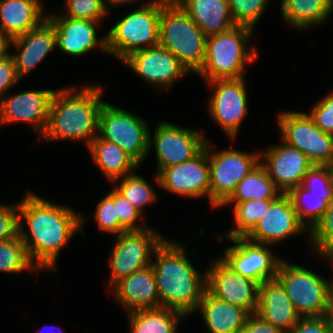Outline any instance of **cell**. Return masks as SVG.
Returning a JSON list of instances; mask_svg holds the SVG:
<instances>
[{"label": "cell", "instance_id": "2e32d148", "mask_svg": "<svg viewBox=\"0 0 333 333\" xmlns=\"http://www.w3.org/2000/svg\"><path fill=\"white\" fill-rule=\"evenodd\" d=\"M155 184L162 190L185 198H208L210 189V165L208 141L194 158L155 173ZM207 196V197H206Z\"/></svg>", "mask_w": 333, "mask_h": 333}, {"label": "cell", "instance_id": "e0dca14e", "mask_svg": "<svg viewBox=\"0 0 333 333\" xmlns=\"http://www.w3.org/2000/svg\"><path fill=\"white\" fill-rule=\"evenodd\" d=\"M259 283L234 272L220 258L209 262L206 290L219 300L239 306L249 314L258 308Z\"/></svg>", "mask_w": 333, "mask_h": 333}, {"label": "cell", "instance_id": "1f68e13d", "mask_svg": "<svg viewBox=\"0 0 333 333\" xmlns=\"http://www.w3.org/2000/svg\"><path fill=\"white\" fill-rule=\"evenodd\" d=\"M282 194L259 164L237 185L234 193L226 202H245L253 199L275 200Z\"/></svg>", "mask_w": 333, "mask_h": 333}, {"label": "cell", "instance_id": "7c38bea8", "mask_svg": "<svg viewBox=\"0 0 333 333\" xmlns=\"http://www.w3.org/2000/svg\"><path fill=\"white\" fill-rule=\"evenodd\" d=\"M156 124L155 131L152 133L150 129L149 132V153L155 150L157 175L164 168L197 156L205 148L209 138L203 130H192L162 120Z\"/></svg>", "mask_w": 333, "mask_h": 333}, {"label": "cell", "instance_id": "ab89813d", "mask_svg": "<svg viewBox=\"0 0 333 333\" xmlns=\"http://www.w3.org/2000/svg\"><path fill=\"white\" fill-rule=\"evenodd\" d=\"M301 186L317 196H333V166L313 165Z\"/></svg>", "mask_w": 333, "mask_h": 333}, {"label": "cell", "instance_id": "c3c4849f", "mask_svg": "<svg viewBox=\"0 0 333 333\" xmlns=\"http://www.w3.org/2000/svg\"><path fill=\"white\" fill-rule=\"evenodd\" d=\"M106 6H107V9L108 11L111 13V10H112V7L115 8V6H123L127 4L128 5H131V4H139L140 0H106ZM111 6V7H110Z\"/></svg>", "mask_w": 333, "mask_h": 333}, {"label": "cell", "instance_id": "6da1fadb", "mask_svg": "<svg viewBox=\"0 0 333 333\" xmlns=\"http://www.w3.org/2000/svg\"><path fill=\"white\" fill-rule=\"evenodd\" d=\"M71 207L51 202L30 189L19 201V235L38 273L56 271L60 251L74 235L86 237L83 228L88 217Z\"/></svg>", "mask_w": 333, "mask_h": 333}, {"label": "cell", "instance_id": "5bb4252c", "mask_svg": "<svg viewBox=\"0 0 333 333\" xmlns=\"http://www.w3.org/2000/svg\"><path fill=\"white\" fill-rule=\"evenodd\" d=\"M217 240L233 243L231 246H227L219 258L234 272L259 284L265 280L276 278L283 258L273 253L272 249L275 246L255 243L246 237L217 238Z\"/></svg>", "mask_w": 333, "mask_h": 333}, {"label": "cell", "instance_id": "30bf717a", "mask_svg": "<svg viewBox=\"0 0 333 333\" xmlns=\"http://www.w3.org/2000/svg\"><path fill=\"white\" fill-rule=\"evenodd\" d=\"M275 119L283 142L305 154L314 165L333 166V135L324 133L308 112L282 110Z\"/></svg>", "mask_w": 333, "mask_h": 333}, {"label": "cell", "instance_id": "ba28073f", "mask_svg": "<svg viewBox=\"0 0 333 333\" xmlns=\"http://www.w3.org/2000/svg\"><path fill=\"white\" fill-rule=\"evenodd\" d=\"M244 152L240 149L224 148L216 150L208 139L210 165L209 205L213 209L220 207L234 193L238 183L260 164V150Z\"/></svg>", "mask_w": 333, "mask_h": 333}, {"label": "cell", "instance_id": "60d3db41", "mask_svg": "<svg viewBox=\"0 0 333 333\" xmlns=\"http://www.w3.org/2000/svg\"><path fill=\"white\" fill-rule=\"evenodd\" d=\"M93 216L101 232L111 233L113 236L119 235V218L113 201V187L108 194L97 202Z\"/></svg>", "mask_w": 333, "mask_h": 333}, {"label": "cell", "instance_id": "8992f818", "mask_svg": "<svg viewBox=\"0 0 333 333\" xmlns=\"http://www.w3.org/2000/svg\"><path fill=\"white\" fill-rule=\"evenodd\" d=\"M149 1V2H148ZM141 1L106 32L107 54L122 62L132 52L159 45L161 0Z\"/></svg>", "mask_w": 333, "mask_h": 333}, {"label": "cell", "instance_id": "bcb514c9", "mask_svg": "<svg viewBox=\"0 0 333 333\" xmlns=\"http://www.w3.org/2000/svg\"><path fill=\"white\" fill-rule=\"evenodd\" d=\"M239 333H283L268 321L262 319L258 314H249L244 328Z\"/></svg>", "mask_w": 333, "mask_h": 333}, {"label": "cell", "instance_id": "ffe728a7", "mask_svg": "<svg viewBox=\"0 0 333 333\" xmlns=\"http://www.w3.org/2000/svg\"><path fill=\"white\" fill-rule=\"evenodd\" d=\"M265 149L260 150V164L282 194L302 185L314 165L305 154L283 141Z\"/></svg>", "mask_w": 333, "mask_h": 333}, {"label": "cell", "instance_id": "f35d334b", "mask_svg": "<svg viewBox=\"0 0 333 333\" xmlns=\"http://www.w3.org/2000/svg\"><path fill=\"white\" fill-rule=\"evenodd\" d=\"M113 201L119 218V235L126 231H141L151 226L145 222V216L114 188Z\"/></svg>", "mask_w": 333, "mask_h": 333}, {"label": "cell", "instance_id": "83f0119b", "mask_svg": "<svg viewBox=\"0 0 333 333\" xmlns=\"http://www.w3.org/2000/svg\"><path fill=\"white\" fill-rule=\"evenodd\" d=\"M88 151L93 164L111 185L113 181L140 169V165L122 148L98 135L91 141Z\"/></svg>", "mask_w": 333, "mask_h": 333}, {"label": "cell", "instance_id": "ee69618b", "mask_svg": "<svg viewBox=\"0 0 333 333\" xmlns=\"http://www.w3.org/2000/svg\"><path fill=\"white\" fill-rule=\"evenodd\" d=\"M18 82L21 80L17 76L13 57L8 52L0 58V99L10 93Z\"/></svg>", "mask_w": 333, "mask_h": 333}, {"label": "cell", "instance_id": "4fadbf2b", "mask_svg": "<svg viewBox=\"0 0 333 333\" xmlns=\"http://www.w3.org/2000/svg\"><path fill=\"white\" fill-rule=\"evenodd\" d=\"M246 81L244 77L206 82L213 90L207 102V113L231 142L236 141L242 122L250 112Z\"/></svg>", "mask_w": 333, "mask_h": 333}, {"label": "cell", "instance_id": "f546056e", "mask_svg": "<svg viewBox=\"0 0 333 333\" xmlns=\"http://www.w3.org/2000/svg\"><path fill=\"white\" fill-rule=\"evenodd\" d=\"M128 333H178V324L187 318L183 313L160 307L126 313Z\"/></svg>", "mask_w": 333, "mask_h": 333}, {"label": "cell", "instance_id": "e575fe53", "mask_svg": "<svg viewBox=\"0 0 333 333\" xmlns=\"http://www.w3.org/2000/svg\"><path fill=\"white\" fill-rule=\"evenodd\" d=\"M29 275L37 274L38 267L31 261L19 233L10 239L0 241V272Z\"/></svg>", "mask_w": 333, "mask_h": 333}, {"label": "cell", "instance_id": "836d02e7", "mask_svg": "<svg viewBox=\"0 0 333 333\" xmlns=\"http://www.w3.org/2000/svg\"><path fill=\"white\" fill-rule=\"evenodd\" d=\"M113 181L114 189L145 215V208L157 202V192L144 177L137 173Z\"/></svg>", "mask_w": 333, "mask_h": 333}, {"label": "cell", "instance_id": "681fc988", "mask_svg": "<svg viewBox=\"0 0 333 333\" xmlns=\"http://www.w3.org/2000/svg\"><path fill=\"white\" fill-rule=\"evenodd\" d=\"M9 42L1 32H0V58L9 52Z\"/></svg>", "mask_w": 333, "mask_h": 333}, {"label": "cell", "instance_id": "8fae6325", "mask_svg": "<svg viewBox=\"0 0 333 333\" xmlns=\"http://www.w3.org/2000/svg\"><path fill=\"white\" fill-rule=\"evenodd\" d=\"M165 238L151 226L141 231H126L114 236L109 252L108 290L120 279L151 265L155 249Z\"/></svg>", "mask_w": 333, "mask_h": 333}, {"label": "cell", "instance_id": "4dcf8cb0", "mask_svg": "<svg viewBox=\"0 0 333 333\" xmlns=\"http://www.w3.org/2000/svg\"><path fill=\"white\" fill-rule=\"evenodd\" d=\"M272 201L253 199L245 202H225L220 208L232 205L233 227L216 237L224 239L246 237L263 217Z\"/></svg>", "mask_w": 333, "mask_h": 333}, {"label": "cell", "instance_id": "ac0fdd59", "mask_svg": "<svg viewBox=\"0 0 333 333\" xmlns=\"http://www.w3.org/2000/svg\"><path fill=\"white\" fill-rule=\"evenodd\" d=\"M303 234L307 236V247L309 246V231L301 223L293 202L288 194H280L273 200L265 214L246 236L255 243L279 246L290 237Z\"/></svg>", "mask_w": 333, "mask_h": 333}, {"label": "cell", "instance_id": "484cf974", "mask_svg": "<svg viewBox=\"0 0 333 333\" xmlns=\"http://www.w3.org/2000/svg\"><path fill=\"white\" fill-rule=\"evenodd\" d=\"M201 314L209 333H239L249 313L236 305L217 299L207 290L195 311Z\"/></svg>", "mask_w": 333, "mask_h": 333}, {"label": "cell", "instance_id": "7bdbcfd3", "mask_svg": "<svg viewBox=\"0 0 333 333\" xmlns=\"http://www.w3.org/2000/svg\"><path fill=\"white\" fill-rule=\"evenodd\" d=\"M19 202L0 203V241L15 237L19 233Z\"/></svg>", "mask_w": 333, "mask_h": 333}, {"label": "cell", "instance_id": "b9f144b4", "mask_svg": "<svg viewBox=\"0 0 333 333\" xmlns=\"http://www.w3.org/2000/svg\"><path fill=\"white\" fill-rule=\"evenodd\" d=\"M308 114L324 133L333 135V91L313 104Z\"/></svg>", "mask_w": 333, "mask_h": 333}, {"label": "cell", "instance_id": "7a4b0ae2", "mask_svg": "<svg viewBox=\"0 0 333 333\" xmlns=\"http://www.w3.org/2000/svg\"><path fill=\"white\" fill-rule=\"evenodd\" d=\"M77 88L56 89L45 132L37 142L83 141L88 148L98 135L99 114L105 103L103 85L87 83Z\"/></svg>", "mask_w": 333, "mask_h": 333}, {"label": "cell", "instance_id": "9c48e42d", "mask_svg": "<svg viewBox=\"0 0 333 333\" xmlns=\"http://www.w3.org/2000/svg\"><path fill=\"white\" fill-rule=\"evenodd\" d=\"M149 132L144 117L108 102L102 106L98 136L118 145L140 166L149 155Z\"/></svg>", "mask_w": 333, "mask_h": 333}, {"label": "cell", "instance_id": "f907efd6", "mask_svg": "<svg viewBox=\"0 0 333 333\" xmlns=\"http://www.w3.org/2000/svg\"><path fill=\"white\" fill-rule=\"evenodd\" d=\"M46 327V326H45ZM43 329H45L44 327H42ZM42 328L40 329V331L38 330V331H36V333H52V331H53V329H55V332H58V333H64V331L62 330V328H60L59 326H55V325H52V327L51 326H49V327H47L44 331H42ZM51 328H53L52 330H51ZM58 329V330H57ZM51 331V332H50ZM55 332H53V333H55Z\"/></svg>", "mask_w": 333, "mask_h": 333}, {"label": "cell", "instance_id": "74e56055", "mask_svg": "<svg viewBox=\"0 0 333 333\" xmlns=\"http://www.w3.org/2000/svg\"><path fill=\"white\" fill-rule=\"evenodd\" d=\"M61 13L70 18L104 22L110 15L105 0H65Z\"/></svg>", "mask_w": 333, "mask_h": 333}, {"label": "cell", "instance_id": "5b68a950", "mask_svg": "<svg viewBox=\"0 0 333 333\" xmlns=\"http://www.w3.org/2000/svg\"><path fill=\"white\" fill-rule=\"evenodd\" d=\"M159 30V44L196 74L204 64L207 36L175 0H161Z\"/></svg>", "mask_w": 333, "mask_h": 333}, {"label": "cell", "instance_id": "52a82bcc", "mask_svg": "<svg viewBox=\"0 0 333 333\" xmlns=\"http://www.w3.org/2000/svg\"><path fill=\"white\" fill-rule=\"evenodd\" d=\"M276 278L282 284L301 318L325 315L333 277L329 280L316 271L283 258Z\"/></svg>", "mask_w": 333, "mask_h": 333}, {"label": "cell", "instance_id": "f6af8a7d", "mask_svg": "<svg viewBox=\"0 0 333 333\" xmlns=\"http://www.w3.org/2000/svg\"><path fill=\"white\" fill-rule=\"evenodd\" d=\"M286 333H333L325 317L301 318L297 324Z\"/></svg>", "mask_w": 333, "mask_h": 333}, {"label": "cell", "instance_id": "4316f807", "mask_svg": "<svg viewBox=\"0 0 333 333\" xmlns=\"http://www.w3.org/2000/svg\"><path fill=\"white\" fill-rule=\"evenodd\" d=\"M208 37L230 30L233 21L227 0H175Z\"/></svg>", "mask_w": 333, "mask_h": 333}, {"label": "cell", "instance_id": "7dc6e473", "mask_svg": "<svg viewBox=\"0 0 333 333\" xmlns=\"http://www.w3.org/2000/svg\"><path fill=\"white\" fill-rule=\"evenodd\" d=\"M324 317L333 332V284L330 286V289L328 292V301H327L326 312H325Z\"/></svg>", "mask_w": 333, "mask_h": 333}, {"label": "cell", "instance_id": "cb8c5ba5", "mask_svg": "<svg viewBox=\"0 0 333 333\" xmlns=\"http://www.w3.org/2000/svg\"><path fill=\"white\" fill-rule=\"evenodd\" d=\"M256 314L283 333L290 331L301 319L277 278L265 280L259 285Z\"/></svg>", "mask_w": 333, "mask_h": 333}, {"label": "cell", "instance_id": "d6a6232c", "mask_svg": "<svg viewBox=\"0 0 333 333\" xmlns=\"http://www.w3.org/2000/svg\"><path fill=\"white\" fill-rule=\"evenodd\" d=\"M288 195L298 218L309 232L322 219L328 203L333 199V196L314 195L301 185L293 188Z\"/></svg>", "mask_w": 333, "mask_h": 333}, {"label": "cell", "instance_id": "603a6c76", "mask_svg": "<svg viewBox=\"0 0 333 333\" xmlns=\"http://www.w3.org/2000/svg\"><path fill=\"white\" fill-rule=\"evenodd\" d=\"M109 290L125 313L160 308V297L151 265L120 279Z\"/></svg>", "mask_w": 333, "mask_h": 333}, {"label": "cell", "instance_id": "d4e9b609", "mask_svg": "<svg viewBox=\"0 0 333 333\" xmlns=\"http://www.w3.org/2000/svg\"><path fill=\"white\" fill-rule=\"evenodd\" d=\"M42 0H0V32L8 39L26 34L47 18Z\"/></svg>", "mask_w": 333, "mask_h": 333}, {"label": "cell", "instance_id": "277c9868", "mask_svg": "<svg viewBox=\"0 0 333 333\" xmlns=\"http://www.w3.org/2000/svg\"><path fill=\"white\" fill-rule=\"evenodd\" d=\"M254 28L236 25L230 30L208 36L204 64L196 73L204 82L216 79L244 78L248 65L258 57L250 39ZM250 44V45H249Z\"/></svg>", "mask_w": 333, "mask_h": 333}, {"label": "cell", "instance_id": "f1b7e54d", "mask_svg": "<svg viewBox=\"0 0 333 333\" xmlns=\"http://www.w3.org/2000/svg\"><path fill=\"white\" fill-rule=\"evenodd\" d=\"M281 20L293 29L310 30L328 22L333 14V0H281Z\"/></svg>", "mask_w": 333, "mask_h": 333}, {"label": "cell", "instance_id": "7402d4cb", "mask_svg": "<svg viewBox=\"0 0 333 333\" xmlns=\"http://www.w3.org/2000/svg\"><path fill=\"white\" fill-rule=\"evenodd\" d=\"M12 47L16 50L10 53L15 63L16 73L19 79L23 80L42 64L46 57L52 51L54 52V49H57L54 24L48 18L44 19L26 34L10 40V52Z\"/></svg>", "mask_w": 333, "mask_h": 333}, {"label": "cell", "instance_id": "3957f363", "mask_svg": "<svg viewBox=\"0 0 333 333\" xmlns=\"http://www.w3.org/2000/svg\"><path fill=\"white\" fill-rule=\"evenodd\" d=\"M186 246L165 238L155 249L151 266L160 297V307L191 317L206 290V271L202 274L187 257Z\"/></svg>", "mask_w": 333, "mask_h": 333}, {"label": "cell", "instance_id": "d590c367", "mask_svg": "<svg viewBox=\"0 0 333 333\" xmlns=\"http://www.w3.org/2000/svg\"><path fill=\"white\" fill-rule=\"evenodd\" d=\"M307 249L316 257L333 253V199L328 203L322 219L309 232Z\"/></svg>", "mask_w": 333, "mask_h": 333}, {"label": "cell", "instance_id": "d6986e66", "mask_svg": "<svg viewBox=\"0 0 333 333\" xmlns=\"http://www.w3.org/2000/svg\"><path fill=\"white\" fill-rule=\"evenodd\" d=\"M54 89H31L7 94L0 99V126L12 123H26L39 136L44 134Z\"/></svg>", "mask_w": 333, "mask_h": 333}, {"label": "cell", "instance_id": "8d00e7d4", "mask_svg": "<svg viewBox=\"0 0 333 333\" xmlns=\"http://www.w3.org/2000/svg\"><path fill=\"white\" fill-rule=\"evenodd\" d=\"M233 21L237 25L256 27L267 11L270 0H227Z\"/></svg>", "mask_w": 333, "mask_h": 333}, {"label": "cell", "instance_id": "44dd1931", "mask_svg": "<svg viewBox=\"0 0 333 333\" xmlns=\"http://www.w3.org/2000/svg\"><path fill=\"white\" fill-rule=\"evenodd\" d=\"M47 18L54 24L57 48L72 57L87 55L93 49H101L107 54L106 34L98 38L100 21L75 19L61 12H47Z\"/></svg>", "mask_w": 333, "mask_h": 333}, {"label": "cell", "instance_id": "9a60e30c", "mask_svg": "<svg viewBox=\"0 0 333 333\" xmlns=\"http://www.w3.org/2000/svg\"><path fill=\"white\" fill-rule=\"evenodd\" d=\"M122 63L153 89L162 92L191 74L174 54L160 44L132 52Z\"/></svg>", "mask_w": 333, "mask_h": 333}, {"label": "cell", "instance_id": "816d5d0a", "mask_svg": "<svg viewBox=\"0 0 333 333\" xmlns=\"http://www.w3.org/2000/svg\"><path fill=\"white\" fill-rule=\"evenodd\" d=\"M321 259H324L326 261H330L333 264V253L330 256H318ZM333 266V265H332Z\"/></svg>", "mask_w": 333, "mask_h": 333}]
</instances>
